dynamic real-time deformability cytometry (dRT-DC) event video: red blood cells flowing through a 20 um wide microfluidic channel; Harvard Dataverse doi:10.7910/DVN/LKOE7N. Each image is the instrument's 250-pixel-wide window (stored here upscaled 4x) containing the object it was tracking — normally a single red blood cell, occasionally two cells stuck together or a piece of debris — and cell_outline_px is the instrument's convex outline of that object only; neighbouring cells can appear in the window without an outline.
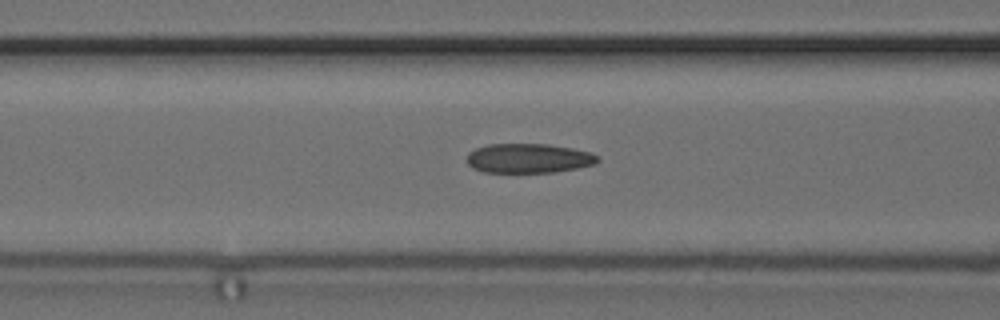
{"species": "common noctule bat (a hibernating species)", "species_latin": "Nyctalus noctula", "temperature_condition": "cold", "stored_images_in_passage": 37, "camera_frame_rate_fps": 3000, "um_per_image_px": 0.085, "animal": {"sex": "female", "body_mass_g": 24.6, "forearm_length_mm": 56.2}, "frame": {"image": 1, "passage_image": 17, "time_ms": 5.333, "image_size_px": [1000, 320], "cell_outline_px": [[600, 160], [596, 164], [556, 172], [484, 172], [472, 168], [468, 164], [468, 152], [476, 148], [488, 144], [548, 144], [572, 148], [588, 152], [600, 156]], "centroid_in_image_um": [44.94, 13.45], "position_along_channel_um": 121.7, "area_um2": 22.48}}
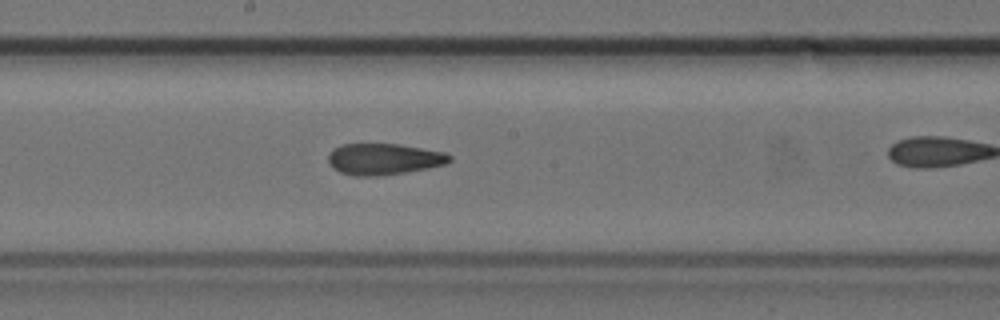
{"frame": {"image": 2, "passage_image": 24, "time_ms": 7.667, "image_size_px": [1000, 320], "cell_outline_px": [[452, 160], [444, 164], [428, 168], [380, 176], [352, 176], [340, 172], [332, 168], [328, 160], [328, 156], [332, 148], [344, 144], [400, 144], [444, 152], [452, 156]], "centroid_in_image_um": [32.6, 13.52], "position_along_channel_um": 215.6, "area_um2": 22.2}}
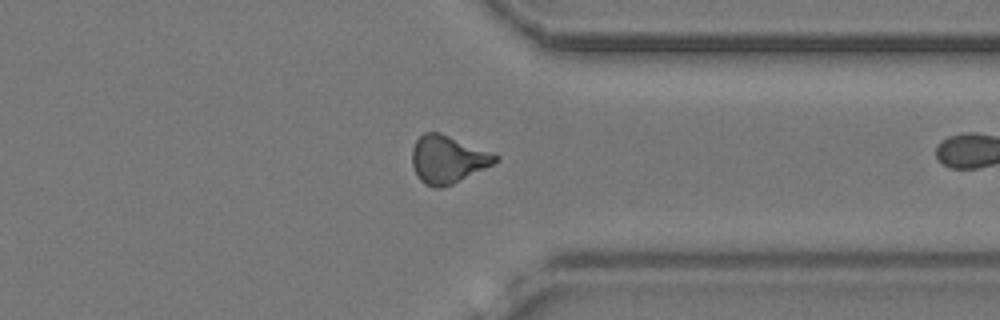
{"frame": {"image": 3, "passage_image": 36, "time_ms": 11.667, "image_size_px": [1000, 320], "cell_outline_px": [[500, 160], [452, 184], [440, 188], [432, 188], [424, 184], [420, 180], [412, 164], [412, 148], [416, 140], [424, 132], [440, 132], [492, 152], [500, 156]], "centroid_in_image_um": [38.05, 13.54], "position_along_channel_um": 373.4, "area_um2": 23.06}}